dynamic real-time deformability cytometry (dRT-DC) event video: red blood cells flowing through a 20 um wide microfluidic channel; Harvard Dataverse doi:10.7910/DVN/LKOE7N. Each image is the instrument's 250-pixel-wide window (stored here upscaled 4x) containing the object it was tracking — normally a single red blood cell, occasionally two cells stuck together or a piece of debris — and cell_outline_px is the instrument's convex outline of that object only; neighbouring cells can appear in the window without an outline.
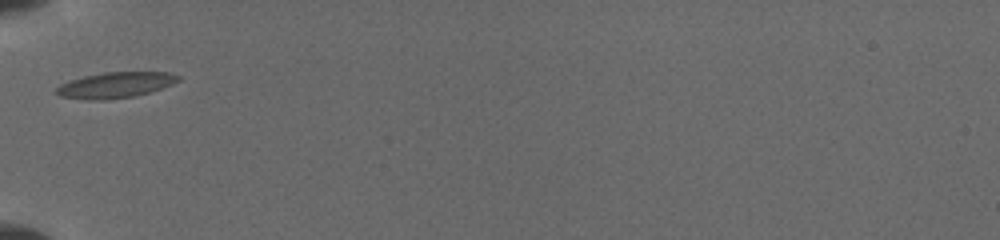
{"species": "common noctule bat (a hibernating species)", "species_latin": "Nyctalus noctula", "temperature_condition": "cold", "stored_images_in_passage": 5, "camera_frame_rate_fps": 3000, "um_per_image_px": 0.085, "animal": {"sex": "female", "body_mass_g": 19.5, "forearm_length_mm": 54.1}, "frame": {"image": 1, "passage_image": 1, "time_ms": 0.0, "image_size_px": [1000, 240], "cell_outline_px": [[180, 80], [172, 84], [136, 96], [104, 100], [84, 100], [60, 96], [56, 92], [56, 88], [60, 84], [84, 76], [104, 72], [168, 72], [180, 76]], "centroid_in_image_um": [9.79, 7.23], "position_along_channel_um": 75.2, "area_um2": 18.21}}
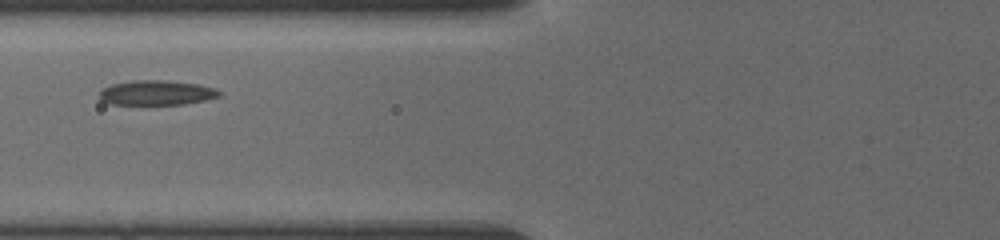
{"frame": {"image": 2, "passage_image": 3, "time_ms": 1.0, "image_size_px": [1000, 240], "cell_outline_px": [[220, 96], [204, 100], [180, 104], [112, 104], [100, 100], [100, 92], [104, 88], [112, 84], [132, 80], [168, 80], [200, 84], [216, 88], [220, 92]], "centroid_in_image_um": [13.32, 7.87], "position_along_channel_um": 112.5, "area_um2": 17.22}}